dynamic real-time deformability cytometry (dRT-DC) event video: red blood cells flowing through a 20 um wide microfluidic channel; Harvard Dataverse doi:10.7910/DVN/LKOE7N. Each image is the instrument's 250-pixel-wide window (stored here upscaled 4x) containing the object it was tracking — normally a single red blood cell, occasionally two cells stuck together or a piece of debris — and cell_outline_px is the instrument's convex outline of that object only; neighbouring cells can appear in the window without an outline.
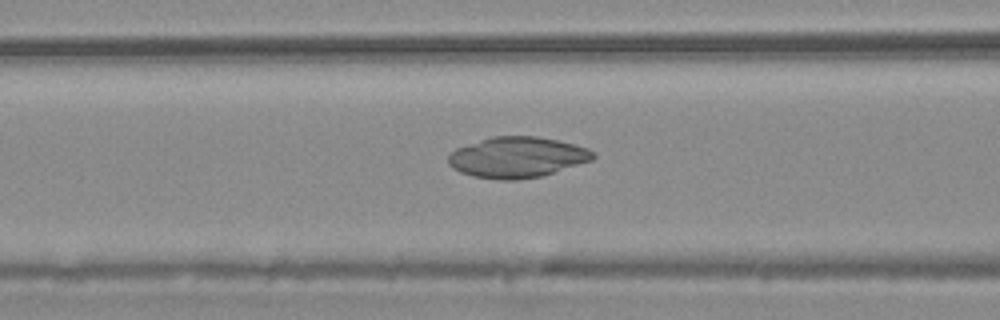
{"species": "common noctule bat (a hibernating species)", "species_latin": "Nyctalus noctula", "temperature_condition": "warm", "stored_images_in_passage": 47, "camera_frame_rate_fps": 3000, "um_per_image_px": 0.085, "animal": {"sex": "male", "body_mass_g": 20.4}, "frame": {"image": 1, "passage_image": 14, "time_ms": 4.333, "image_size_px": [1000, 320], "cell_outline_px": [[596, 156], [592, 160], [540, 176], [516, 180], [500, 180], [472, 176], [460, 172], [452, 168], [448, 164], [448, 156], [456, 148], [492, 136], [536, 136], [556, 140], [588, 148], [596, 152]], "centroid_in_image_um": [43.94, 13.37], "position_along_channel_um": 122.7, "area_um2": 34.22}}
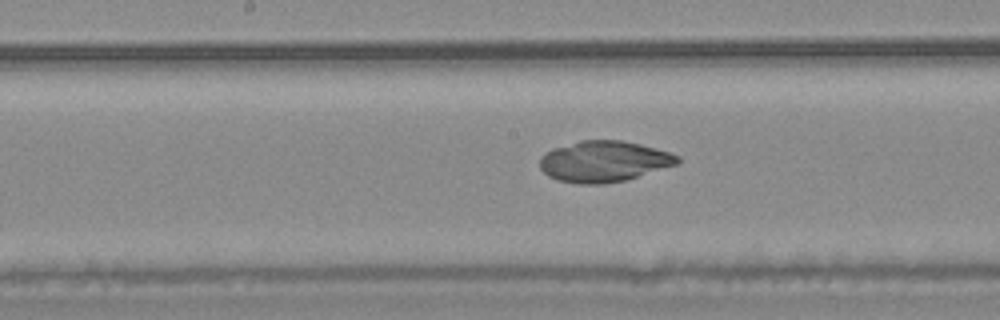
{"frame": {"image": 2, "passage_image": 20, "time_ms": 6.333, "image_size_px": [1000, 320], "cell_outline_px": [[680, 160], [676, 164], [624, 180], [604, 184], [576, 184], [556, 180], [548, 176], [540, 168], [540, 156], [552, 148], [580, 140], [620, 140], [640, 144], [656, 148], [680, 156]], "centroid_in_image_um": [51.27, 13.72], "position_along_channel_um": 196.9, "area_um2": 32.83}}
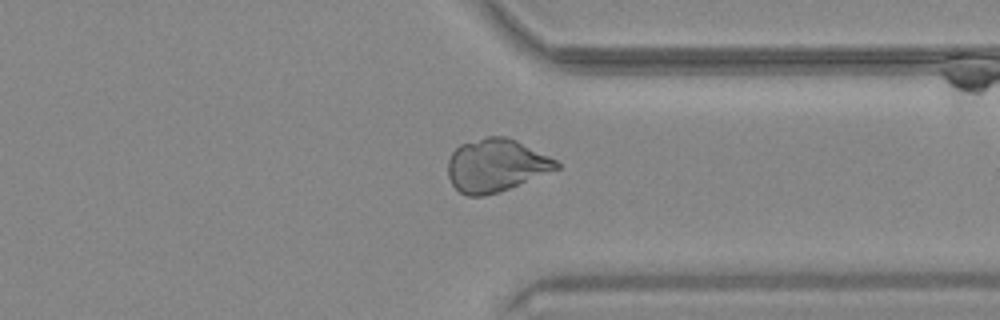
{"frame": {"image": 3, "passage_image": 34, "time_ms": 11.0, "image_size_px": [1000, 320], "cell_outline_px": [[560, 168], [500, 192], [484, 196], [468, 196], [460, 192], [452, 184], [448, 176], [448, 160], [452, 152], [460, 144], [484, 136], [508, 136], [556, 160], [560, 164]], "centroid_in_image_um": [42.13, 14.05], "position_along_channel_um": 369.3, "area_um2": 33.47}}